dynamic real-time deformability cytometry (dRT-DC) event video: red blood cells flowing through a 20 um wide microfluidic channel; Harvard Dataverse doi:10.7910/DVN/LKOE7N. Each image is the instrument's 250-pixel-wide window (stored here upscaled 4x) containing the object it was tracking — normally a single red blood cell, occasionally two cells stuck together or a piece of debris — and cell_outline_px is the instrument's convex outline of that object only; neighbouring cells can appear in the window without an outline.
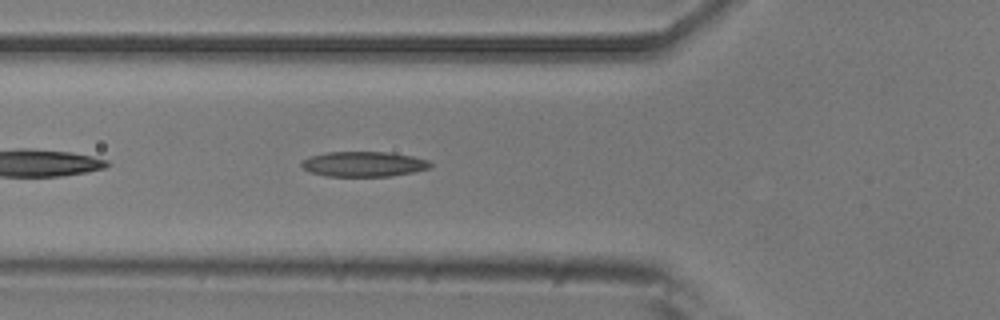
{"species": "common noctule bat (a hibernating species)", "species_latin": "Nyctalus noctula", "temperature_condition": "room temperature", "stored_images_in_passage": 26, "camera_frame_rate_fps": 3000, "um_per_image_px": 0.085, "animal": {"sex": "male", "body_mass_g": 20.5, "forearm_length_mm": 52.5}, "frame": {"image": 1, "passage_image": 5, "time_ms": 1.333, "image_size_px": [1000, 320], "cell_outline_px": [[432, 164], [428, 168], [416, 172], [392, 176], [328, 176], [312, 172], [304, 168], [300, 164], [308, 156], [328, 152], [392, 152], [412, 156], [428, 160]], "centroid_in_image_um": [30.94, 13.94], "position_along_channel_um": 94.9, "area_um2": 18.84}}
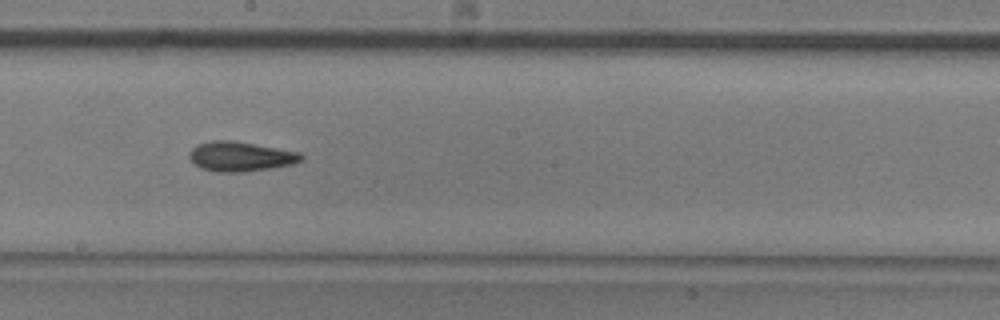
{"frame": {"image": 2, "passage_image": 15, "time_ms": 4.667, "image_size_px": [1000, 320], "cell_outline_px": [[304, 160], [292, 164], [272, 168], [244, 172], [216, 172], [200, 168], [188, 156], [188, 152], [196, 144], [212, 140], [232, 140], [300, 152], [304, 156]], "centroid_in_image_um": [20.44, 13.3], "position_along_channel_um": 227.8, "area_um2": 19.54}}
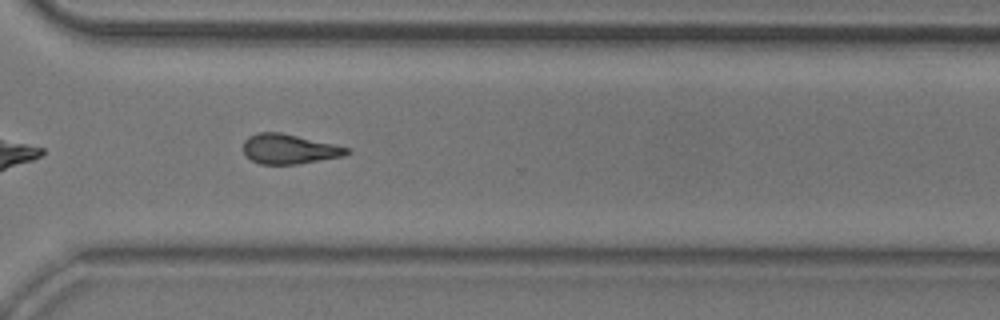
{"frame": {"image": 3, "passage_image": 24, "time_ms": 7.667, "image_size_px": [1000, 320], "cell_outline_px": [[352, 152], [344, 156], [296, 164], [260, 164], [252, 160], [244, 152], [244, 140], [248, 136], [256, 132], [280, 132], [352, 148]], "centroid_in_image_um": [24.61, 12.66], "position_along_channel_um": 346.0, "area_um2": 17.98}, "authors_computed_cell_mechanics": {"area_um2": 18.5538, "velocity_mm_per_s": 3.9517, "shape_relaxation_time_tau1_ms": 7.5186, "shape_relaxation_time_tau2_ms": 7.4301, "deformation_change_tau1": 0.1801, "deformation_change_tau2": 0.1913}}